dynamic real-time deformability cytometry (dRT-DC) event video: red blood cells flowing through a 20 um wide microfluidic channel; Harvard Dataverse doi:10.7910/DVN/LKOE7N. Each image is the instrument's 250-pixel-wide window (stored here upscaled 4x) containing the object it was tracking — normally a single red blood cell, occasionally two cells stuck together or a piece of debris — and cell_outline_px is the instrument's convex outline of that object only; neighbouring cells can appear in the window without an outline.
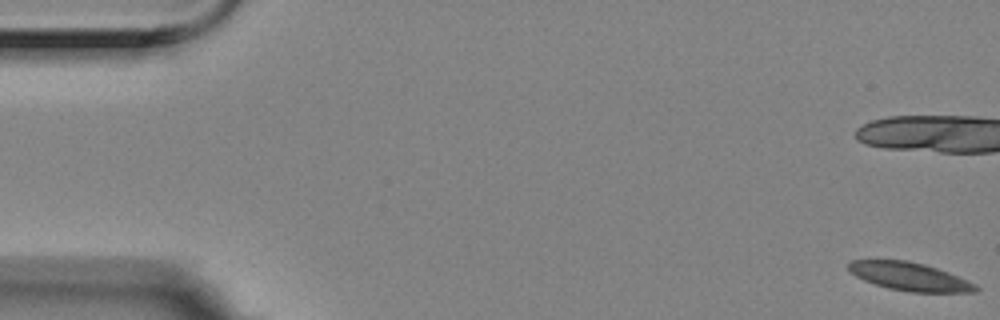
{"species": "Egyptian fruit bat (a non-hibernating species)", "species_latin": "Rousettus aegyptiacus", "temperature_condition": "room temperature", "stored_images_in_passage": 8, "camera_frame_rate_fps": 3000, "um_per_image_px": 0.085, "animal": {"sex": "female"}, "frame": {"image": 1, "passage_image": 1, "time_ms": 0.0, "image_size_px": [1000, 320], "cell_outline_px": [[980, 288], [976, 292], [908, 292], [888, 288], [864, 280], [856, 276], [848, 268], [848, 264], [852, 260], [908, 260], [924, 264], [948, 272], [968, 280], [976, 284]], "centroid_in_image_um": [77.35, 23.51], "position_along_channel_um": 7.6, "area_um2": 20.81}}
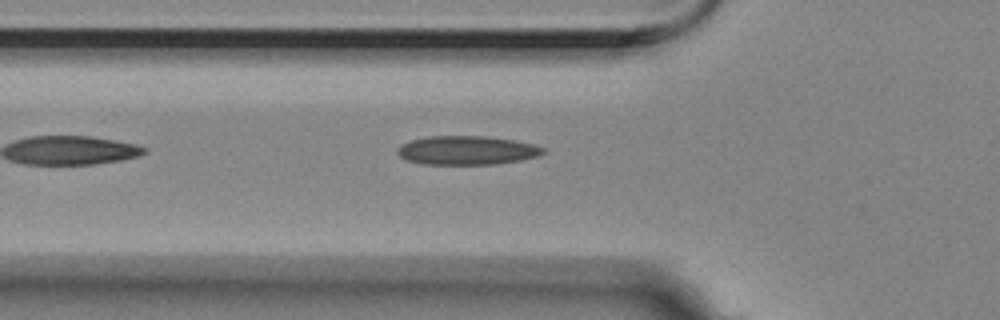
{"frame": {"image": 2, "passage_image": 8, "time_ms": 2.333, "image_size_px": [1000, 320], "cell_outline_px": [[548, 152], [536, 156], [520, 160], [496, 164], [424, 164], [408, 160], [400, 156], [396, 152], [404, 144], [412, 140], [432, 136], [488, 136], [512, 140], [532, 144], [544, 148]], "centroid_in_image_um": [39.73, 12.78], "position_along_channel_um": 86.1, "area_um2": 24.16}}